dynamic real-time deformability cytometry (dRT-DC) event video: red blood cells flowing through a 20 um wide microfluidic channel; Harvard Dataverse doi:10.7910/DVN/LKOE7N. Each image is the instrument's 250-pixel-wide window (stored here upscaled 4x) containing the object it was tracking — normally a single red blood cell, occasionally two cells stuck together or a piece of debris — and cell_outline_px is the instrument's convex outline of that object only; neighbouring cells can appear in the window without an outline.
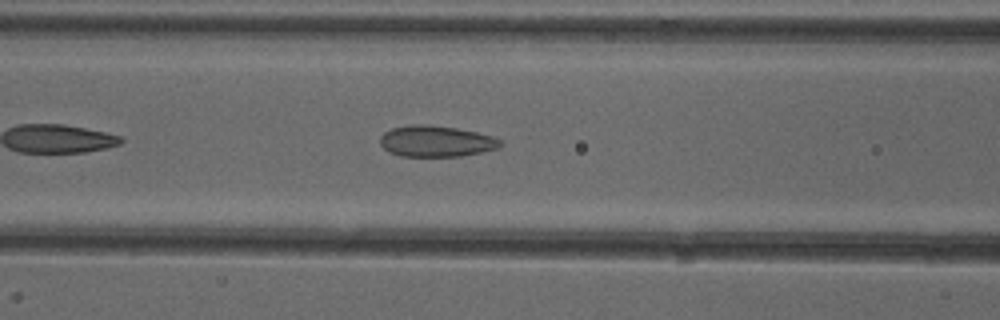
{"species": "common noctule bat (a hibernating species)", "species_latin": "Nyctalus noctula", "temperature_condition": "cold", "stored_images_in_passage": 31, "camera_frame_rate_fps": 3000, "um_per_image_px": 0.085, "animal": {"sex": "female"}, "frame": {"image": 1, "passage_image": 11, "time_ms": 3.333, "image_size_px": [1000, 320], "cell_outline_px": [[504, 144], [500, 148], [460, 156], [400, 156], [388, 152], [380, 144], [380, 136], [384, 132], [392, 128], [412, 124], [428, 124], [456, 128], [476, 132], [492, 136], [500, 140]], "centroid_in_image_um": [37.06, 12.0], "position_along_channel_um": 129.5, "area_um2": 21.91}}
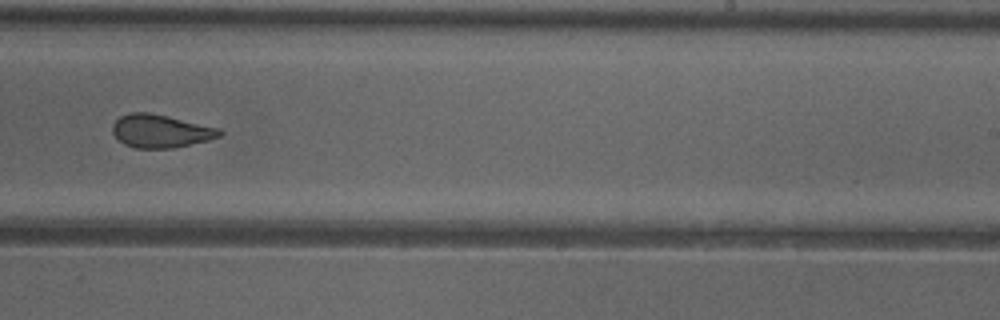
{"frame": {"image": 2, "passage_image": 22, "time_ms": 7.0, "image_size_px": [1000, 320], "cell_outline_px": [[224, 132], [220, 136], [208, 140], [172, 148], [136, 148], [124, 144], [112, 132], [112, 124], [120, 116], [128, 112], [148, 112], [168, 116], [220, 128]], "centroid_in_image_um": [13.65, 11.13], "position_along_channel_um": 275.4, "area_um2": 20.63}}
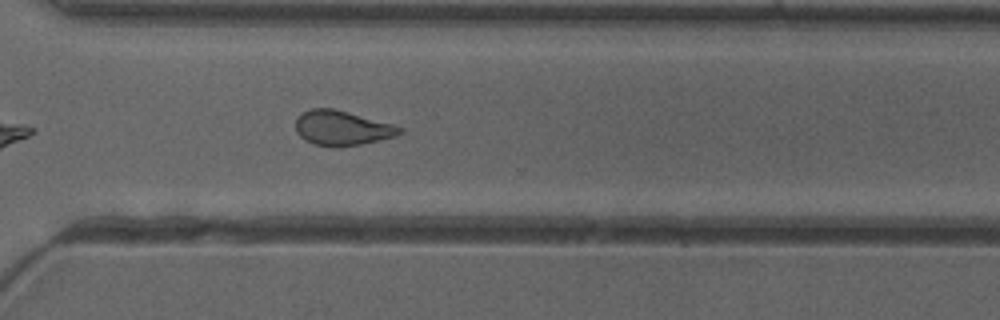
{"frame": {"image": 3, "passage_image": 27, "time_ms": 8.667, "image_size_px": [1000, 320], "cell_outline_px": [[404, 132], [396, 136], [360, 144], [312, 144], [304, 140], [296, 132], [296, 120], [304, 112], [312, 108], [332, 108], [348, 112], [392, 124], [404, 128]], "centroid_in_image_um": [29.09, 10.85], "position_along_channel_um": 341.5, "area_um2": 20.35}, "authors_computed_cell_mechanics": {"area_um2": 21.097, "velocity_mm_per_s": 3.9824, "shape_relaxation_time_tau1_ms": null, "shape_relaxation_time_tau2_ms": 0.9791, "deformation_change_tau1": null, "deformation_change_tau2": 0.0556}}